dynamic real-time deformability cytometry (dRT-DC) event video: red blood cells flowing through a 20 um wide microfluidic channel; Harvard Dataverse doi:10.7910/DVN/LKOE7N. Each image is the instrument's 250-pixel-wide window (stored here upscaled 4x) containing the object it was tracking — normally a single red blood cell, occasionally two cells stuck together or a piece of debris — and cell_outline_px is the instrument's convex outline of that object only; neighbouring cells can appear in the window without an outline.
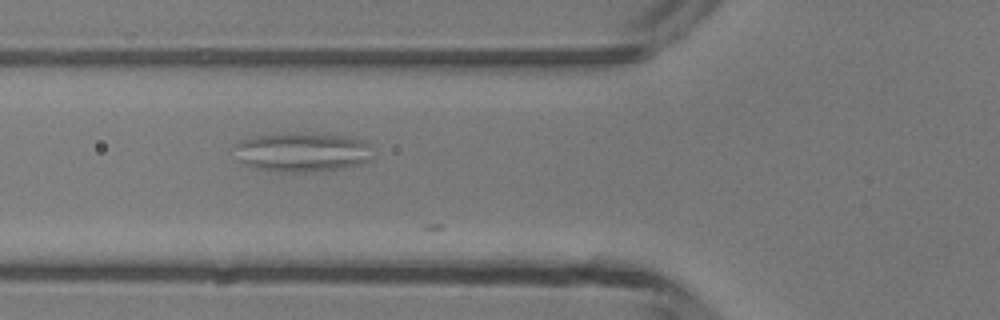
{"species": "common noctule bat (a hibernating species)", "species_latin": "Nyctalus noctula", "temperature_condition": "room temperature", "stored_images_in_passage": 30, "camera_frame_rate_fps": 3000, "um_per_image_px": 0.085, "animal": {"sex": "male", "body_mass_g": 13.3}, "frame": {"image": 1, "passage_image": 21, "time_ms": 6.667, "image_size_px": [1000, 320], "cell_outline_px": [[368, 160], [360, 164], [340, 168], [296, 172], [256, 168], [240, 160], [236, 144], [240, 140], [252, 136], [284, 132], [328, 132], [356, 136], [364, 140], [368, 144]], "centroid_in_image_um": [25.73, 12.85], "position_along_channel_um": 100.1, "area_um2": 31.67}}
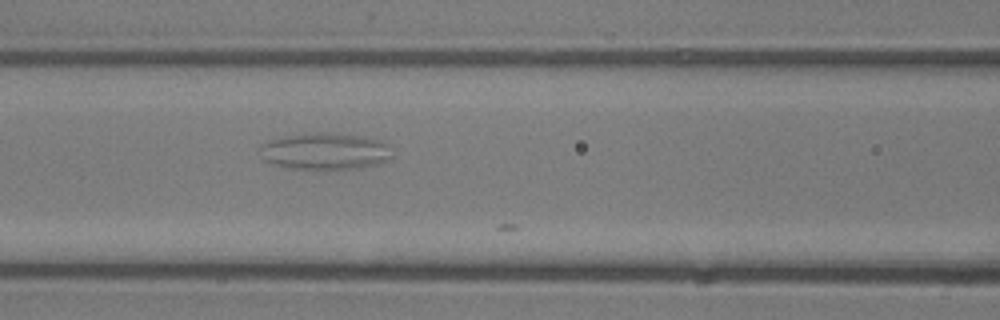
{"frame": {"image": 2, "passage_image": 24, "time_ms": 7.667, "image_size_px": [1000, 320], "cell_outline_px": [[388, 144], [384, 160], [372, 164], [356, 168], [296, 168], [276, 164], [264, 160], [260, 148], [264, 144], [288, 136], [304, 132], [336, 132], [364, 136], [380, 140]], "centroid_in_image_um": [27.6, 12.81], "position_along_channel_um": 139.0, "area_um2": 27.17}}
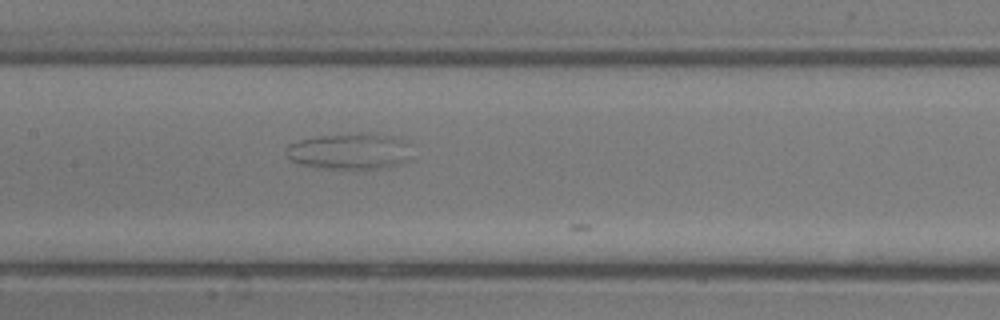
{"frame": {"image": 3, "passage_image": 27, "time_ms": 8.667, "image_size_px": [1000, 320], "cell_outline_px": [[400, 140], [396, 160], [392, 164], [376, 168], [320, 168], [300, 164], [292, 160], [288, 156], [284, 148], [288, 144], [300, 140], [320, 136], [360, 132], [392, 136]], "centroid_in_image_um": [29.35, 12.83], "position_along_channel_um": 178.1, "area_um2": 24.33}}